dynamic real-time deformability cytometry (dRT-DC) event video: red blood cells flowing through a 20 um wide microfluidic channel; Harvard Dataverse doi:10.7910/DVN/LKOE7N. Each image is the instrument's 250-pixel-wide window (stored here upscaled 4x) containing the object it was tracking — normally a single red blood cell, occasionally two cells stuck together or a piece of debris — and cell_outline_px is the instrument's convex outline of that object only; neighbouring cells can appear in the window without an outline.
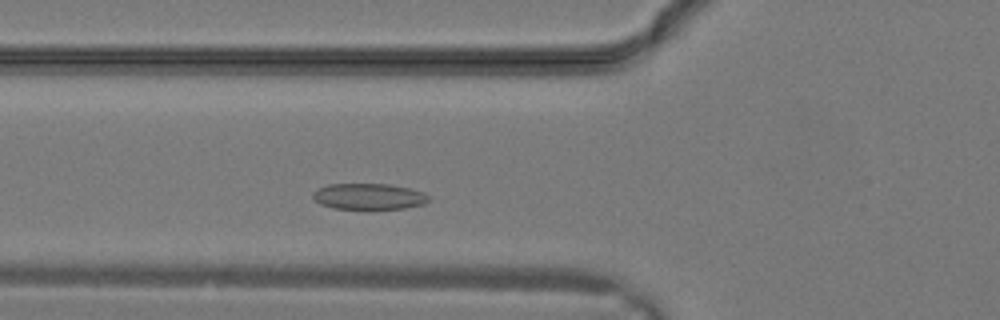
{"species": "common noctule bat (a hibernating species)", "species_latin": "Nyctalus noctula", "temperature_condition": "warm", "stored_images_in_passage": 8, "camera_frame_rate_fps": 3000, "um_per_image_px": 0.085, "animal": {"sex": "male", "body_mass_g": 19.2, "forearm_length_mm": 51.8}, "frame": {"image": 1, "passage_image": 4, "time_ms": 1.0, "image_size_px": [1000, 320], "cell_outline_px": [[428, 200], [424, 204], [404, 208], [372, 212], [368, 212], [332, 208], [320, 204], [312, 196], [312, 192], [328, 184], [388, 184], [408, 188], [424, 192], [428, 196]], "centroid_in_image_um": [31.33, 16.75], "position_along_channel_um": 94.5, "area_um2": 18.38}}
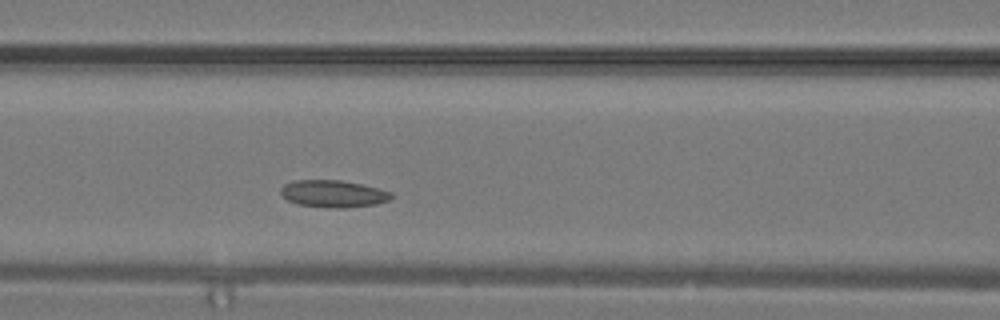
{"frame": {"image": 2, "passage_image": 6, "time_ms": 1.667, "image_size_px": [1000, 320], "cell_outline_px": [[392, 196], [388, 200], [376, 204], [344, 208], [336, 208], [296, 204], [288, 200], [280, 192], [280, 188], [284, 184], [292, 180], [340, 180], [360, 184], [392, 192]], "centroid_in_image_um": [28.29, 16.46], "position_along_channel_um": 138.3, "area_um2": 17.34}}
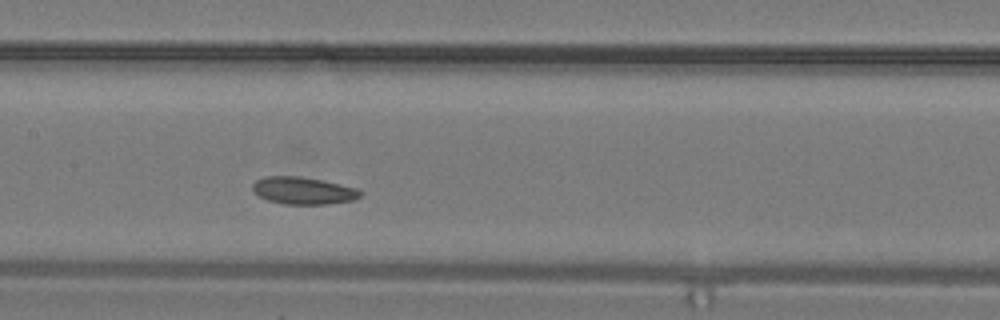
{"frame": {"image": 3, "passage_image": 8, "time_ms": 2.333, "image_size_px": [1000, 320], "cell_outline_px": [[364, 192], [360, 196], [352, 200], [328, 204], [284, 204], [268, 200], [252, 192], [252, 184], [256, 180], [264, 176], [300, 176], [324, 180], [356, 188]], "centroid_in_image_um": [25.76, 16.19], "position_along_channel_um": 181.6, "area_um2": 17.22}}